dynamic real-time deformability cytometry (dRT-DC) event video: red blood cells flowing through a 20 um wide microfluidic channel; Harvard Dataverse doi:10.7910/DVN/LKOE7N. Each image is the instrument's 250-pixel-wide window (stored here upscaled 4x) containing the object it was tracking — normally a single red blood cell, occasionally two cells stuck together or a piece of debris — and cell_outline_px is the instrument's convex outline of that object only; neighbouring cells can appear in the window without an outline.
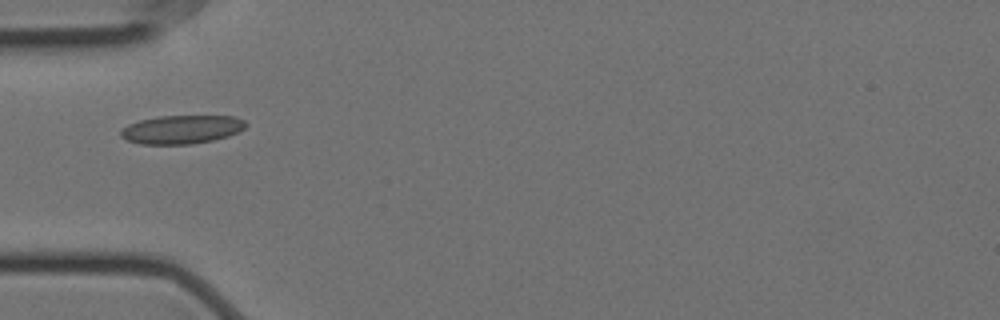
{"species": "Egyptian fruit bat (a non-hibernating species)", "species_latin": "Rousettus aegyptiacus", "temperature_condition": "cold", "stored_images_in_passage": 3, "camera_frame_rate_fps": 3000, "um_per_image_px": 0.085, "animal": {"sex": "female"}, "frame": {"image": 1, "passage_image": 2, "time_ms": 0.333, "image_size_px": [1000, 320], "cell_outline_px": [[248, 124], [244, 128], [228, 136], [212, 140], [192, 144], [140, 144], [128, 140], [120, 136], [120, 132], [128, 124], [140, 120], [160, 116], [236, 116], [244, 120]], "centroid_in_image_um": [15.45, 11.0], "position_along_channel_um": 69.5, "area_um2": 20.69}}
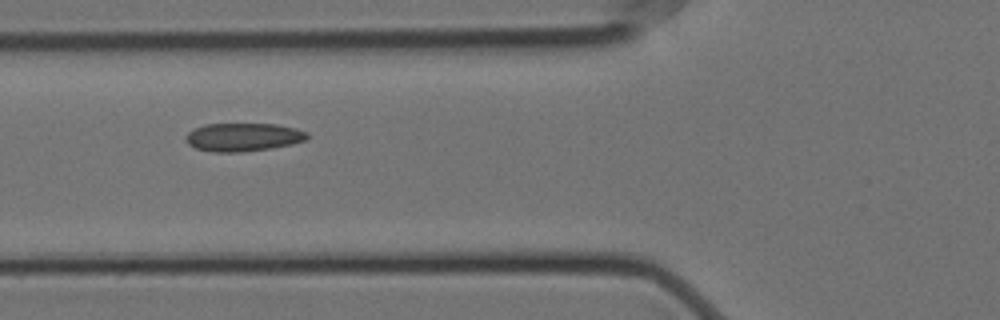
{"frame": {"image": 2, "passage_image": 3, "time_ms": 0.667, "image_size_px": [1000, 320], "cell_outline_px": [[308, 136], [304, 140], [292, 144], [272, 148], [240, 152], [212, 152], [196, 148], [188, 144], [184, 140], [184, 136], [188, 132], [204, 124], [276, 124], [296, 128], [308, 132]], "centroid_in_image_um": [20.64, 11.65], "position_along_channel_um": 105.2, "area_um2": 20.06}}